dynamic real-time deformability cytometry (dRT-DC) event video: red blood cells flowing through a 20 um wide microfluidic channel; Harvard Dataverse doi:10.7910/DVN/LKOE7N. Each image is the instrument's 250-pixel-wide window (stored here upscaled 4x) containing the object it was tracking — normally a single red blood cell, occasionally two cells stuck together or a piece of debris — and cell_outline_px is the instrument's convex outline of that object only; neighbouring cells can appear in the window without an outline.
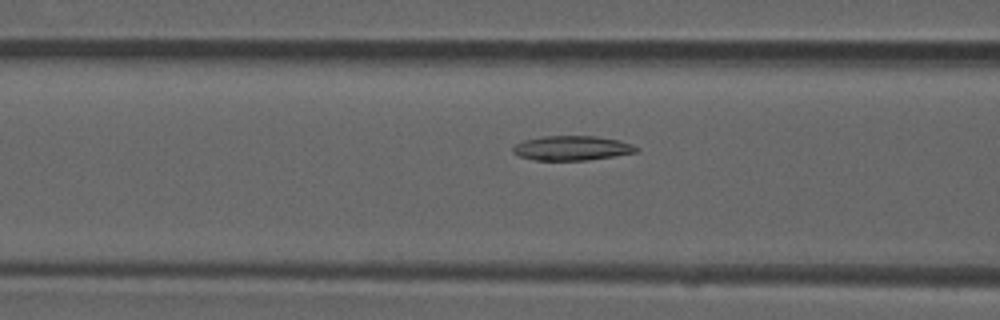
{"species": "common noctule bat (a hibernating species)", "species_latin": "Nyctalus noctula", "temperature_condition": "room temperature", "stored_images_in_passage": 52, "camera_frame_rate_fps": 3000, "um_per_image_px": 0.085, "animal": {"sex": "male", "forearm_length_mm": 52.5}, "frame": {"image": 1, "passage_image": 21, "time_ms": 6.667, "image_size_px": [1000, 320], "cell_outline_px": [[640, 148], [636, 152], [588, 160], [536, 160], [520, 156], [512, 152], [512, 148], [516, 144], [524, 140], [544, 136], [596, 136], [620, 140], [632, 144]], "centroid_in_image_um": [48.62, 12.58], "position_along_channel_um": 118.0, "area_um2": 17.57}}
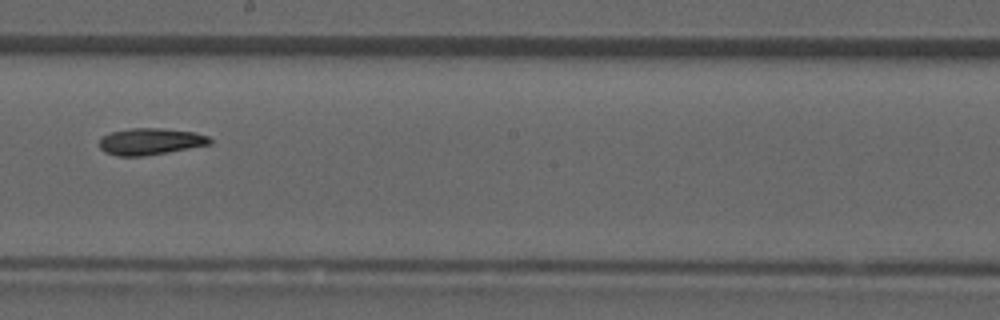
{"frame": {"image": 2, "passage_image": 30, "time_ms": 9.667, "image_size_px": [1000, 320], "cell_outline_px": [[212, 144], [168, 152], [144, 156], [116, 156], [104, 152], [100, 148], [100, 140], [104, 136], [112, 132], [132, 128], [164, 128], [196, 132], [208, 136], [212, 140]], "centroid_in_image_um": [12.82, 12.03], "position_along_channel_um": 235.4, "area_um2": 17.22}}
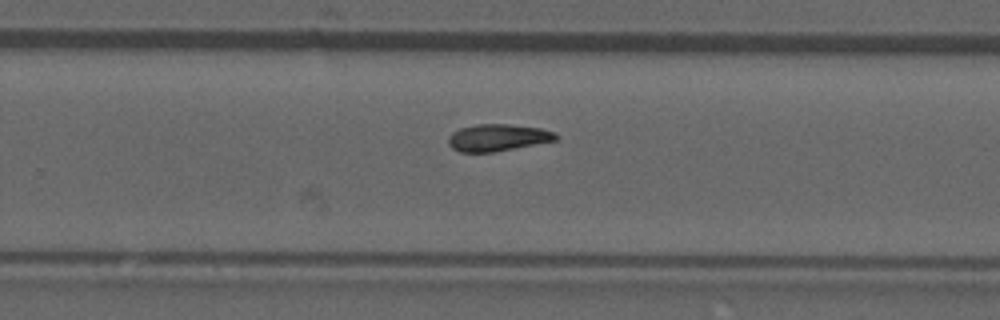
{"frame": {"image": 3, "passage_image": 34, "time_ms": 11.0, "image_size_px": [1000, 320], "cell_outline_px": [[560, 136], [556, 140], [492, 152], [460, 152], [452, 148], [448, 144], [448, 136], [452, 132], [460, 128], [476, 124], [508, 124], [540, 128], [556, 132]], "centroid_in_image_um": [42.29, 11.69], "position_along_channel_um": 287.5, "area_um2": 16.88}}